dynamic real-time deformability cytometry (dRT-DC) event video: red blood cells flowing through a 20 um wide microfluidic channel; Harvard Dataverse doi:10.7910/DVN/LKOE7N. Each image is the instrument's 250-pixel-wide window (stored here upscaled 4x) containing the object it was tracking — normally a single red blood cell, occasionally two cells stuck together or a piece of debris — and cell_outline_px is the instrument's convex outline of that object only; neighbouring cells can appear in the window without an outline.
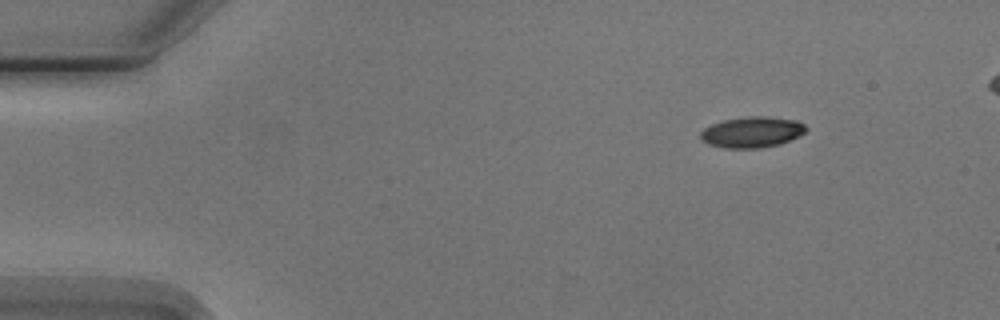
{"species": "Egyptian fruit bat (a non-hibernating species)", "species_latin": "Rousettus aegyptiacus", "temperature_condition": "cold", "stored_images_in_passage": 6, "camera_frame_rate_fps": 3000, "um_per_image_px": 0.085, "animal": {"sex": "male"}, "frame": {"image": 1, "passage_image": 1, "time_ms": 0.0, "image_size_px": [1000, 320], "cell_outline_px": [[808, 128], [804, 132], [780, 144], [760, 148], [724, 148], [708, 144], [700, 140], [700, 132], [704, 128], [712, 124], [724, 120], [752, 116], [764, 116], [796, 120], [804, 124]], "centroid_in_image_um": [63.88, 11.23], "position_along_channel_um": 21.1, "area_um2": 18.84}}
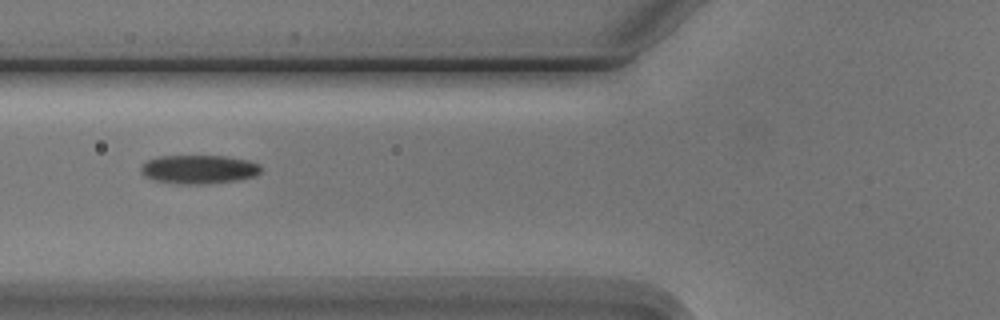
{"frame": {"image": 2, "passage_image": 5, "time_ms": 4.667, "image_size_px": [1000, 320], "cell_outline_px": [[260, 172], [256, 176], [236, 180], [204, 184], [176, 184], [152, 180], [144, 176], [140, 172], [140, 168], [148, 160], [160, 156], [224, 156], [248, 160], [260, 164]], "centroid_in_image_um": [16.88, 14.4], "position_along_channel_um": 108.9, "area_um2": 20.17}}
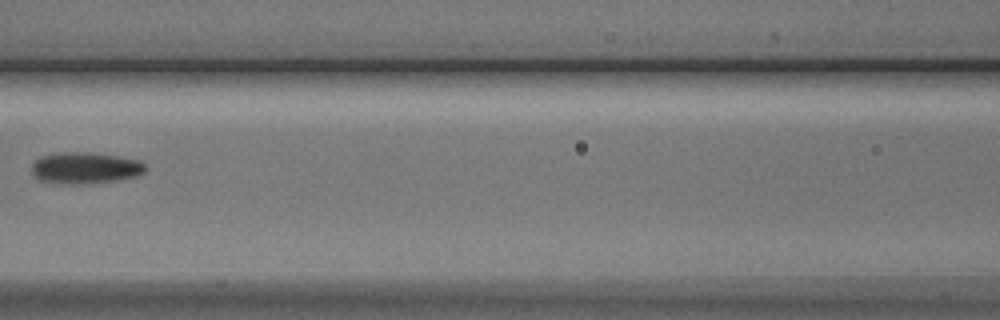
{"frame": {"image": 3, "passage_image": 6, "time_ms": 6.0, "image_size_px": [1000, 320], "cell_outline_px": [[148, 168], [140, 176], [116, 180], [88, 184], [68, 184], [40, 180], [32, 176], [32, 164], [36, 160], [44, 156], [60, 152], [84, 152], [112, 156], [136, 160], [144, 164]], "centroid_in_image_um": [7.24, 14.3], "position_along_channel_um": 159.4, "area_um2": 20.63}}